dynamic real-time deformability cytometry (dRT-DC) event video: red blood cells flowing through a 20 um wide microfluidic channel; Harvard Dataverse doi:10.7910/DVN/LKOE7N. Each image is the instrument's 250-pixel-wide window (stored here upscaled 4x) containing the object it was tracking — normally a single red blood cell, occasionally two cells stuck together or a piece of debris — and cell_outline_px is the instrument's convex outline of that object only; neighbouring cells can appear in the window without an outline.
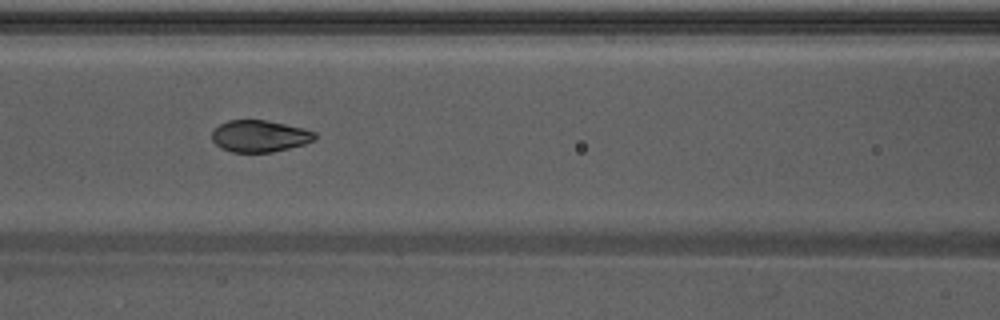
{"species": "Egyptian fruit bat (a non-hibernating species)", "species_latin": "Rousettus aegyptiacus", "temperature_condition": "warm", "stored_images_in_passage": 9, "camera_frame_rate_fps": 3000, "um_per_image_px": 0.085, "animal": {"sex": "male"}, "frame": {"image": 1, "passage_image": 6, "time_ms": 1.667, "image_size_px": [1000, 320], "cell_outline_px": [[316, 140], [304, 144], [272, 152], [232, 152], [220, 148], [212, 140], [212, 132], [220, 124], [228, 120], [264, 120], [304, 128], [316, 132]], "centroid_in_image_um": [22.07, 11.57], "position_along_channel_um": 144.5, "area_um2": 19.02}}